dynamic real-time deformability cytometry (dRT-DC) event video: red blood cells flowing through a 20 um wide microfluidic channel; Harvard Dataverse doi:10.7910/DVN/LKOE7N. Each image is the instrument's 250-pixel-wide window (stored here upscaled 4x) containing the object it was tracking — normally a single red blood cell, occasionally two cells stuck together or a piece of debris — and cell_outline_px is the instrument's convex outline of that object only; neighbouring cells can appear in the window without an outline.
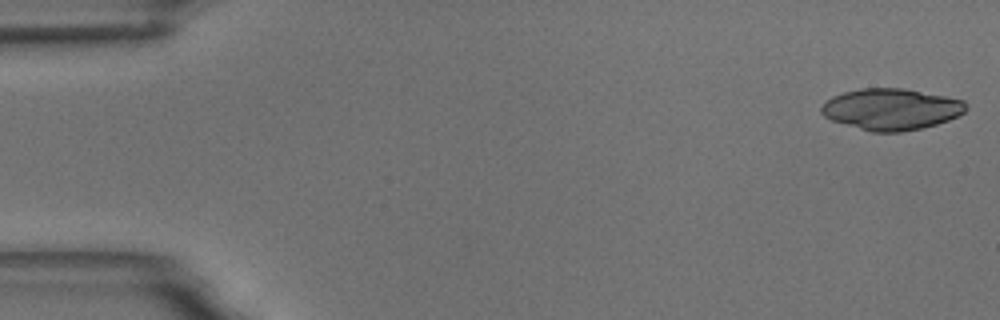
{"species": "common noctule bat (a hibernating species)", "species_latin": "Nyctalus noctula", "temperature_condition": "room temperature", "stored_images_in_passage": 7, "camera_frame_rate_fps": 3000, "um_per_image_px": 0.085, "animal": {"sex": "male", "body_mass_g": 18.8}, "frame": {"image": 1, "passage_image": 1, "time_ms": 0.0, "image_size_px": [1000, 320], "cell_outline_px": [[968, 108], [964, 112], [948, 120], [936, 124], [920, 128], [900, 132], [872, 132], [832, 120], [824, 116], [820, 112], [820, 108], [824, 100], [832, 96], [844, 92], [860, 88], [904, 88], [964, 100], [968, 104]], "centroid_in_image_um": [75.73, 9.27], "position_along_channel_um": 9.3, "area_um2": 34.85}}
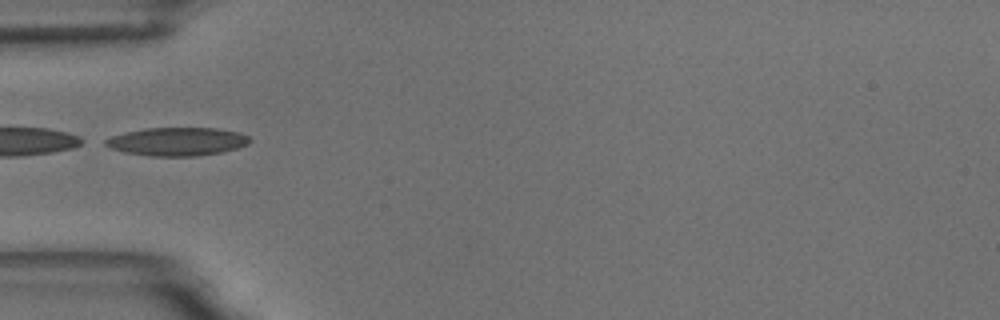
{"frame": {"image": 2, "passage_image": 6, "time_ms": 5.667, "image_size_px": [1000, 320], "cell_outline_px": [[252, 140], [248, 144], [236, 148], [220, 152], [196, 156], [148, 156], [124, 152], [112, 148], [104, 144], [104, 140], [112, 136], [144, 128], [216, 128], [240, 132], [248, 136]], "centroid_in_image_um": [15.08, 12.03], "position_along_channel_um": 69.9, "area_um2": 23.7}}
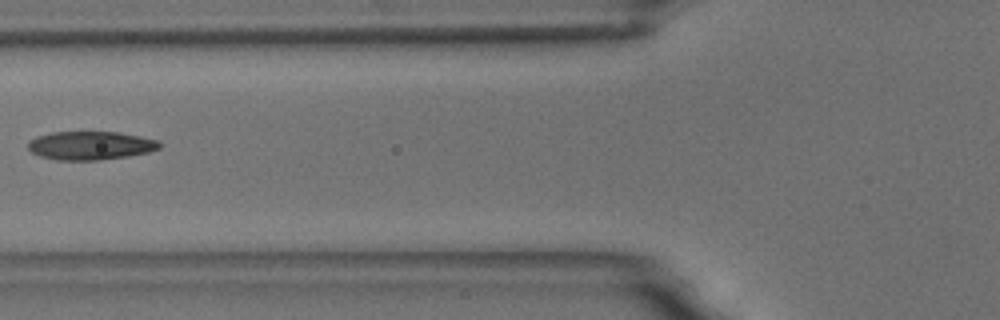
{"frame": {"image": 3, "passage_image": 7, "time_ms": 7.0, "image_size_px": [1000, 320], "cell_outline_px": [[164, 144], [160, 148], [148, 152], [128, 156], [100, 160], [56, 160], [40, 156], [32, 152], [28, 148], [28, 140], [36, 136], [52, 132], [120, 132], [160, 140]], "centroid_in_image_um": [7.72, 12.36], "position_along_channel_um": 118.1, "area_um2": 22.08}}